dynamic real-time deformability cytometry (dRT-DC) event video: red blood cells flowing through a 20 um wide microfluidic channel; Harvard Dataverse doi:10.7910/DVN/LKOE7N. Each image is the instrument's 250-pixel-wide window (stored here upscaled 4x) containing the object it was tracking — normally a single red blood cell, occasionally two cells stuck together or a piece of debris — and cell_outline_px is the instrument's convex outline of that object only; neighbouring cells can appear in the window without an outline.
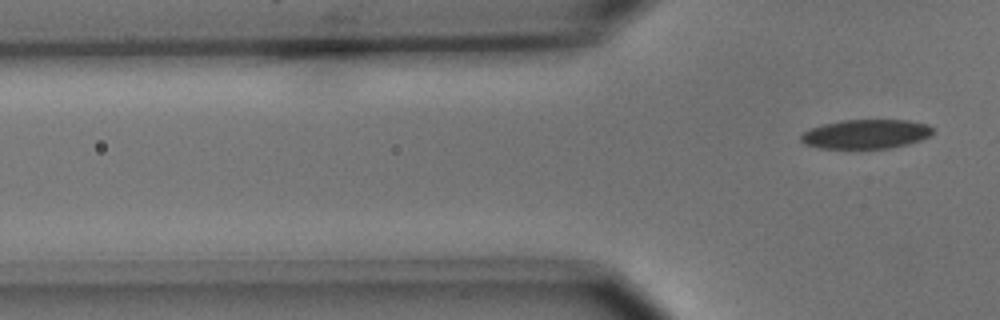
{"species": "common noctule bat (a hibernating species)", "species_latin": "Nyctalus noctula", "temperature_condition": "cold", "stored_images_in_passage": 5, "camera_frame_rate_fps": 3000, "um_per_image_px": 0.085, "animal": {"sex": "male", "body_mass_g": 15.6}, "frame": {"image": 1, "passage_image": 5, "time_ms": 5.0, "image_size_px": [1000, 320], "cell_outline_px": [[932, 136], [908, 144], [892, 148], [860, 152], [820, 148], [804, 144], [800, 140], [800, 136], [804, 132], [812, 128], [824, 124], [844, 120], [908, 120], [928, 124], [932, 128]], "centroid_in_image_um": [73.6, 11.45], "position_along_channel_um": 52.2, "area_um2": 23.47}}